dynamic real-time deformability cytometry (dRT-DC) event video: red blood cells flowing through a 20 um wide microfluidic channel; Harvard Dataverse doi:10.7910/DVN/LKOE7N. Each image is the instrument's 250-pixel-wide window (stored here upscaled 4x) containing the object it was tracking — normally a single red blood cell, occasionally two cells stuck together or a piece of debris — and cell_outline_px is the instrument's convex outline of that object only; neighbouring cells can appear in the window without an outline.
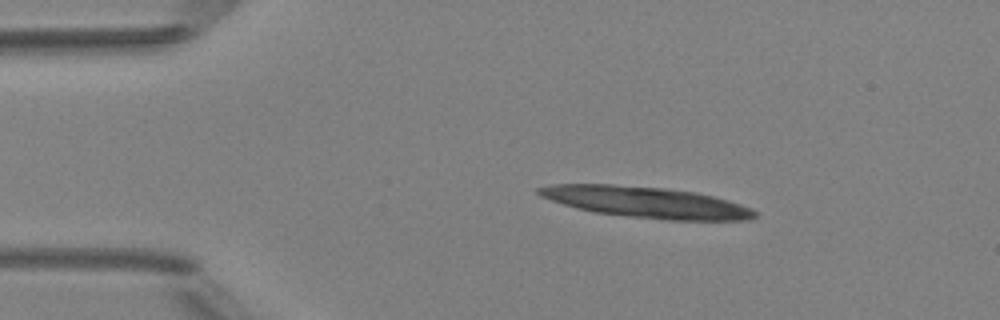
{"species": "Egyptian fruit bat (a non-hibernating species)", "species_latin": "Rousettus aegyptiacus", "temperature_condition": "room temperature", "stored_images_in_passage": 4, "segment_of_instrument_passage": [1, 2], "camera_frame_rate_fps": 3000, "um_per_image_px": 0.085, "animal": {"sex": "female"}, "frame": {"image": 1, "passage_image": 2, "time_ms": 1.333, "image_size_px": [1000, 320], "cell_outline_px": [[756, 216], [748, 220], [668, 220], [628, 216], [596, 212], [576, 208], [540, 196], [536, 192], [536, 188], [552, 184], [612, 184], [664, 188], [696, 192], [728, 200], [752, 208], [756, 212]], "centroid_in_image_um": [54.92, 17.18], "position_along_channel_um": 30.1, "area_um2": 38.9}}